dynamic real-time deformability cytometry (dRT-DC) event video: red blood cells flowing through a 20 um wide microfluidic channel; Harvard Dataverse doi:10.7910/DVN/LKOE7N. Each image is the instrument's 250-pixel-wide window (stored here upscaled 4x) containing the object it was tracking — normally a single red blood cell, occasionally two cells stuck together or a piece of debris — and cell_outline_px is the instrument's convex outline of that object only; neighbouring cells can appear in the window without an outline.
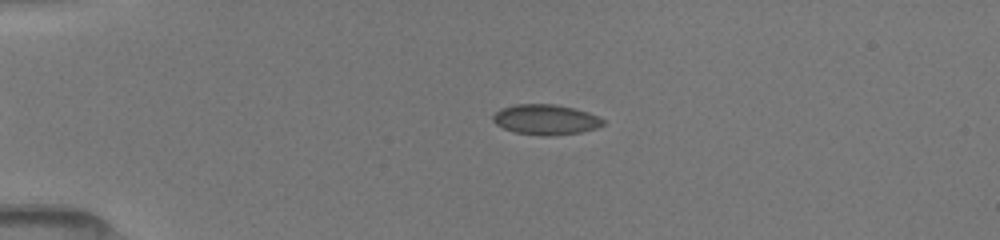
{"species": "common noctule bat (a hibernating species)", "species_latin": "Nyctalus noctula", "temperature_condition": "room temperature", "stored_images_in_passage": 36, "camera_frame_rate_fps": 3000, "um_per_image_px": 0.085, "animal": {"sex": "female", "body_mass_g": 19.5, "forearm_length_mm": 54.1}, "frame": {"image": 1, "passage_image": 4, "time_ms": 1.0, "image_size_px": [1000, 240], "cell_outline_px": [[604, 124], [596, 128], [580, 132], [552, 136], [540, 136], [516, 132], [504, 128], [496, 124], [492, 120], [492, 116], [500, 108], [516, 104], [556, 104], [588, 112], [604, 120]], "centroid_in_image_um": [46.36, 10.16], "position_along_channel_um": 38.6, "area_um2": 19.36}}
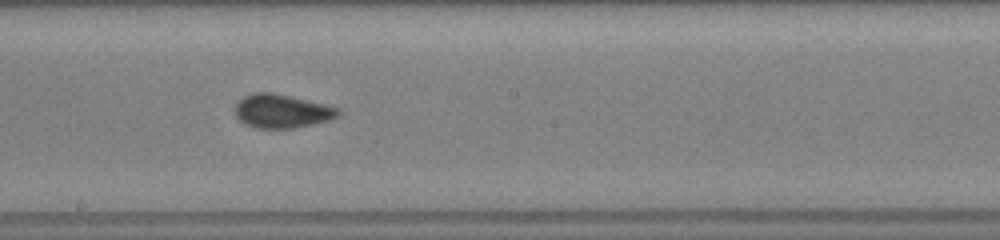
{"frame": {"image": 2, "passage_image": 21, "time_ms": 6.667, "image_size_px": [1000, 240], "cell_outline_px": [[340, 112], [336, 116], [328, 120], [292, 128], [256, 128], [244, 124], [236, 116], [236, 104], [244, 96], [252, 92], [272, 92], [340, 108]], "centroid_in_image_um": [23.91, 9.44], "position_along_channel_um": 224.3, "area_um2": 19.88}}
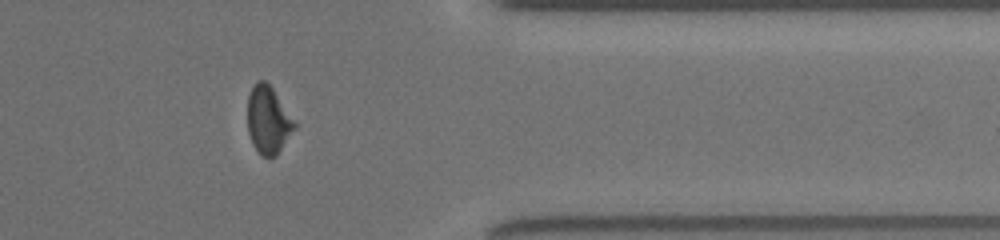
{"frame": {"image": 3, "passage_image": 34, "time_ms": 11.0, "image_size_px": [1000, 240], "cell_outline_px": [[296, 128], [276, 156], [260, 156], [252, 144], [248, 132], [248, 96], [256, 80], [264, 80], [272, 88], [296, 120]], "centroid_in_image_um": [22.81, 10.21], "position_along_channel_um": 388.6, "area_um2": 18.61}, "authors_computed_cell_mechanics": {"area_um2": 19.4786, "velocity_mm_per_s": 4.0642, "shape_relaxation_time_tau1_ms": 3.3873, "shape_relaxation_time_tau2_ms": 1.369, "deformation_change_tau1": 0.0885, "deformation_change_tau2": 0.0341}}